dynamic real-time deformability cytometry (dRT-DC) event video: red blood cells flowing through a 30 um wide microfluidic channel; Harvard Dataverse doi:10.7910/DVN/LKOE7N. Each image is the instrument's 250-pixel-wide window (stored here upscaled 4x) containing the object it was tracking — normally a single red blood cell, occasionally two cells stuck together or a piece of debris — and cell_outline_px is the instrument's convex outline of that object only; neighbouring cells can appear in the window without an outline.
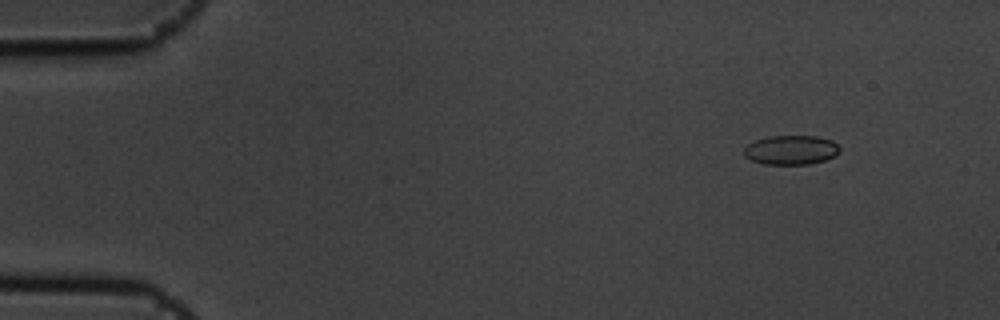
{"species": "common noctule bat (a hibernating species)", "species_latin": "Nyctalus noctula", "temperature_condition": "cold", "stored_images_in_passage": 6, "camera_frame_rate_fps": 3000, "um_per_image_px": 0.085, "animal": {"sex": "male", "body_mass_g": 19.5, "forearm_length_mm": 54.6}, "frame": {"image": 1, "passage_image": 6, "time_ms": 1.667, "image_size_px": [1000, 320], "cell_outline_px": [[840, 152], [824, 160], [808, 164], [764, 164], [752, 160], [744, 156], [744, 148], [748, 144], [756, 140], [768, 136], [816, 136], [832, 140], [840, 148]], "centroid_in_image_um": [67.22, 12.74], "position_along_channel_um": 17.8, "area_um2": 16.24}}